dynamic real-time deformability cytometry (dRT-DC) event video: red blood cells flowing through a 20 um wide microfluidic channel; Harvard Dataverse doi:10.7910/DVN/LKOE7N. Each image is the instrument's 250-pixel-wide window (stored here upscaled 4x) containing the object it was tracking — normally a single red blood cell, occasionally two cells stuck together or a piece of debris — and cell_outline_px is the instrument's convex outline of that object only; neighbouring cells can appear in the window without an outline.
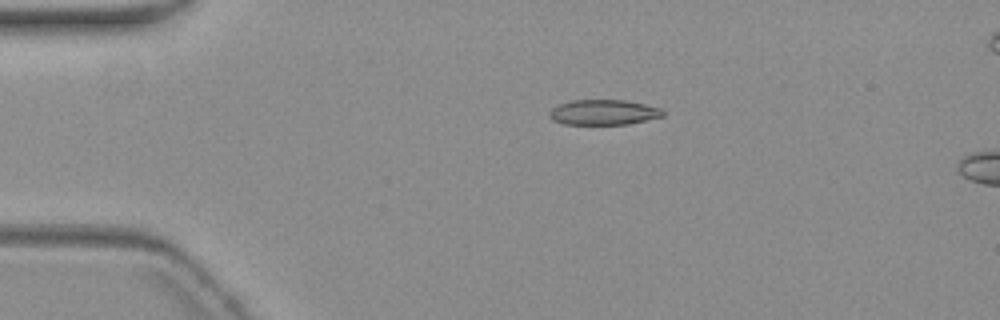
{"species": "common noctule bat (a hibernating species)", "species_latin": "Nyctalus noctula", "temperature_condition": "warm", "stored_images_in_passage": 3, "camera_frame_rate_fps": 3000, "um_per_image_px": 0.085, "animal": {"sex": "female", "body_mass_g": 19.3, "forearm_length_mm": 54.1}, "frame": {"image": 1, "passage_image": 1, "time_ms": 0.0, "image_size_px": [1000, 320], "cell_outline_px": [[664, 116], [628, 124], [564, 124], [552, 120], [548, 116], [548, 112], [552, 108], [560, 104], [572, 100], [624, 100], [644, 104], [660, 108], [664, 112]], "centroid_in_image_um": [51.27, 9.55], "position_along_channel_um": 33.7, "area_um2": 16.65}}